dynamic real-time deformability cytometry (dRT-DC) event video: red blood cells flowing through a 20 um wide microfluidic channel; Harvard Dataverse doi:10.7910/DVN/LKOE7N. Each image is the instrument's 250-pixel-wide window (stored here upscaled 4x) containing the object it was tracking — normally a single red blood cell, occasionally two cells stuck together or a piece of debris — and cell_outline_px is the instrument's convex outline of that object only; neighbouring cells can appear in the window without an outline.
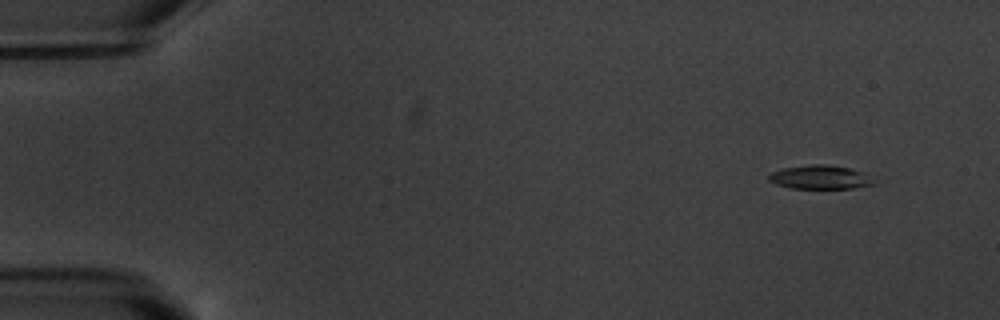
{"species": "common noctule bat (a hibernating species)", "species_latin": "Nyctalus noctula", "temperature_condition": "warm", "stored_images_in_passage": 9, "camera_frame_rate_fps": 3000, "um_per_image_px": 0.085, "animal": {"sex": "male", "body_mass_g": 20.1, "forearm_length_mm": 53.5}, "frame": {"image": 1, "passage_image": 2, "time_ms": 1.0, "image_size_px": [1000, 320], "cell_outline_px": [[876, 184], [852, 188], [788, 188], [776, 184], [768, 180], [768, 176], [772, 172], [784, 168], [812, 164], [828, 164], [848, 168], [864, 172]], "centroid_in_image_um": [69.69, 15.06], "position_along_channel_um": 15.3, "area_um2": 14.45}}
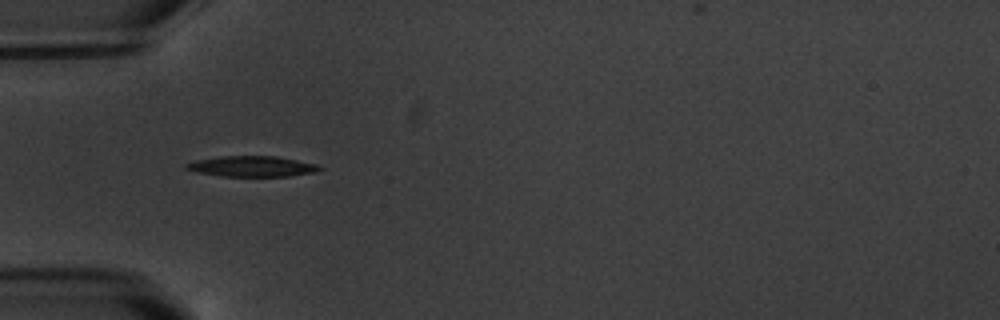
{"frame": {"image": 2, "passage_image": 6, "time_ms": 5.667, "image_size_px": [1000, 320], "cell_outline_px": [[324, 168], [312, 172], [288, 176], [220, 176], [196, 172], [184, 168], [184, 164], [196, 160], [220, 156], [276, 156], [316, 164]], "centroid_in_image_um": [21.36, 14.14], "position_along_channel_um": 63.6, "area_um2": 15.9}}
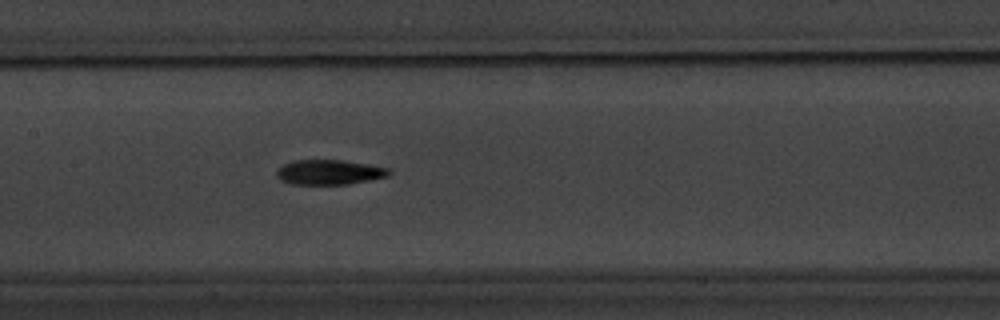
{"frame": {"image": 3, "passage_image": 9, "time_ms": 9.0, "image_size_px": [1000, 320], "cell_outline_px": [[392, 172], [388, 176], [348, 184], [288, 184], [280, 180], [276, 176], [276, 168], [292, 160], [340, 160], [388, 168]], "centroid_in_image_um": [27.91, 14.64], "position_along_channel_um": 179.5, "area_um2": 16.24}}